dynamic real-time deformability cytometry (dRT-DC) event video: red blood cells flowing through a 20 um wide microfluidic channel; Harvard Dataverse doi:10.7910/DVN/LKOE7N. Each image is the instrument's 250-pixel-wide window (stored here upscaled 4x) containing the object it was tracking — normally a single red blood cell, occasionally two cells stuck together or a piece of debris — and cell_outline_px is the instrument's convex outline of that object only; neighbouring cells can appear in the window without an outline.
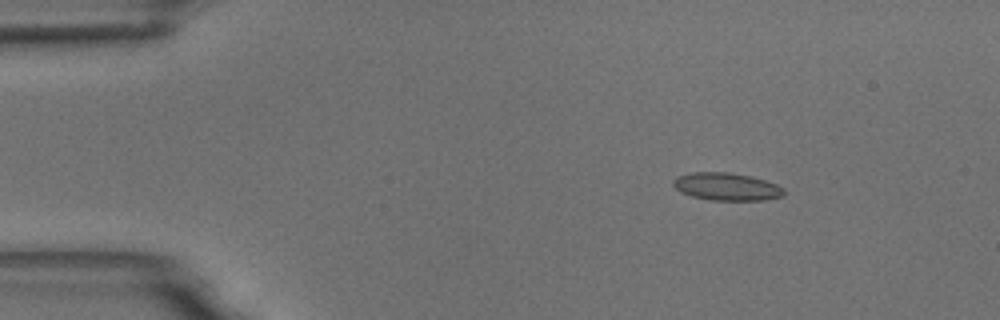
{"species": "common noctule bat (a hibernating species)", "species_latin": "Nyctalus noctula", "temperature_condition": "room temperature", "stored_images_in_passage": 8, "camera_frame_rate_fps": 3000, "um_per_image_px": 0.085, "animal": {"sex": "male", "body_mass_g": 18.8}, "frame": {"image": 1, "passage_image": 3, "time_ms": 2.333, "image_size_px": [1000, 320], "cell_outline_px": [[784, 196], [764, 200], [712, 200], [692, 196], [680, 192], [672, 184], [672, 180], [676, 176], [692, 172], [728, 172], [752, 176], [776, 184], [784, 188]], "centroid_in_image_um": [61.75, 15.86], "position_along_channel_um": 23.3, "area_um2": 17.92}}
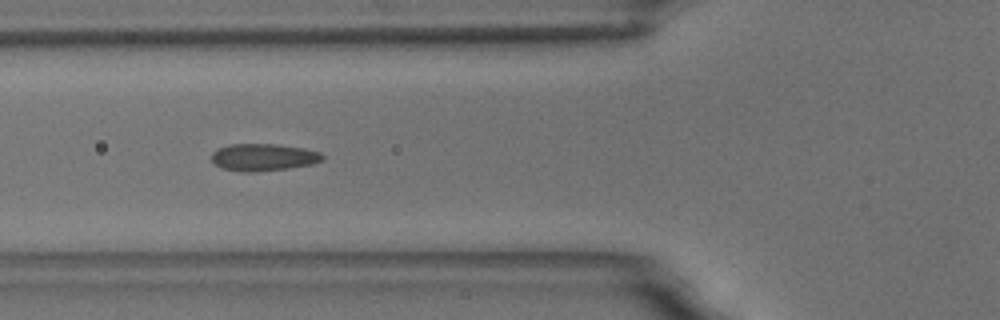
{"frame": {"image": 2, "passage_image": 7, "time_ms": 6.667, "image_size_px": [1000, 320], "cell_outline_px": [[324, 160], [312, 164], [288, 168], [256, 172], [240, 172], [224, 168], [216, 164], [212, 160], [212, 152], [216, 148], [228, 144], [276, 144], [304, 148], [320, 152], [324, 156]], "centroid_in_image_um": [22.39, 13.36], "position_along_channel_um": 103.4, "area_um2": 17.69}}
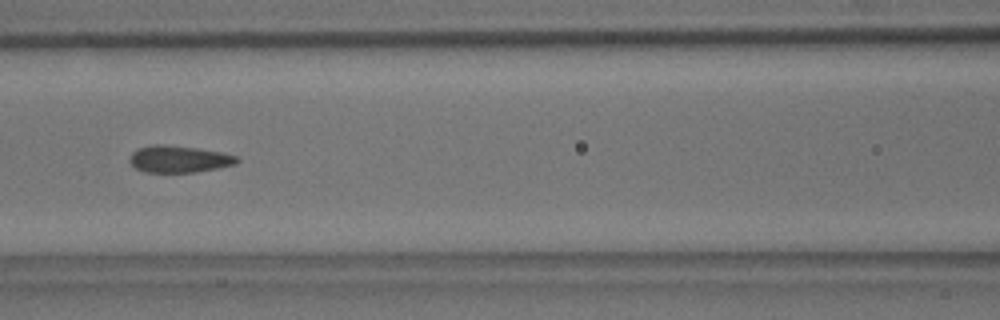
{"frame": {"image": 3, "passage_image": 8, "time_ms": 8.0, "image_size_px": [1000, 320], "cell_outline_px": [[240, 160], [236, 164], [196, 172], [144, 172], [136, 168], [128, 160], [132, 152], [136, 148], [152, 144], [164, 144], [196, 148], [224, 152], [236, 156]], "centroid_in_image_um": [15.19, 13.51], "position_along_channel_um": 151.4, "area_um2": 16.94}}